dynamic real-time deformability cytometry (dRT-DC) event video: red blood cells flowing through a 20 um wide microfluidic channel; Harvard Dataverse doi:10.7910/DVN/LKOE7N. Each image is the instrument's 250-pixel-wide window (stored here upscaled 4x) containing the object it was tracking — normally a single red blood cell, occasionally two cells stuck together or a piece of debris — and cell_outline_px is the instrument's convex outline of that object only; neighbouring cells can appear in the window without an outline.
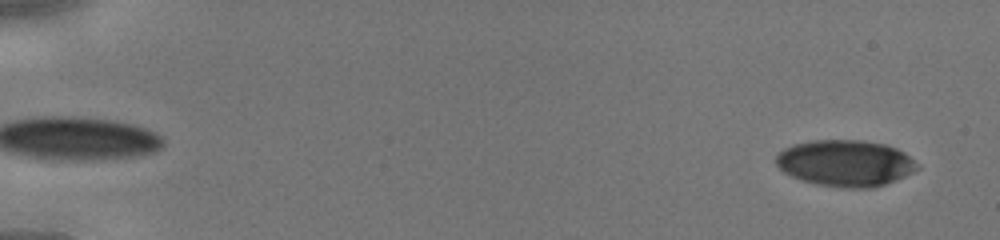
{"species": "human", "species_latin": "Homo sapiens", "temperature_condition": "cold", "stored_images_in_passage": 44, "camera_frame_rate_fps": 3000, "um_per_image_px": 0.085, "donor": {"sex": "male"}, "frame": {"image": 1, "passage_image": 2, "time_ms": 0.333, "image_size_px": [1000, 240], "cell_outline_px": [[920, 168], [904, 176], [884, 184], [872, 188], [836, 188], [816, 184], [800, 180], [784, 172], [776, 164], [776, 156], [784, 148], [792, 144], [812, 140], [864, 140], [884, 144], [896, 148], [904, 152]], "centroid_in_image_um": [71.82, 13.87], "position_along_channel_um": 13.2, "area_um2": 38.21}}
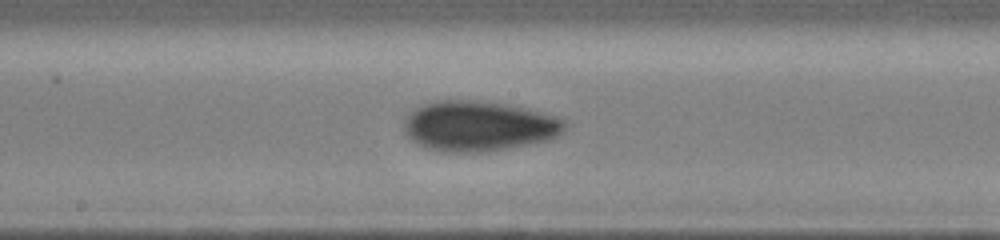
{"frame": {"image": 2, "passage_image": 25, "time_ms": 8.0, "image_size_px": [1000, 240], "cell_outline_px": [[568, 128], [556, 136], [548, 140], [508, 148], [480, 152], [444, 152], [428, 148], [412, 140], [408, 136], [404, 128], [404, 124], [408, 116], [416, 108], [424, 104], [436, 100], [472, 100], [504, 104], [524, 108], [540, 112], [564, 120], [568, 124]], "centroid_in_image_um": [40.7, 10.72], "position_along_channel_um": 207.5, "area_um2": 46.53}}
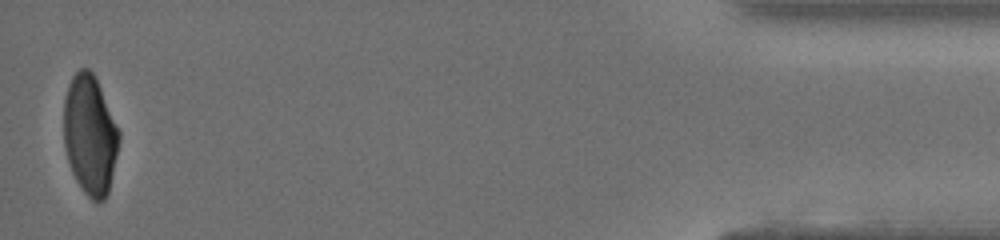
{"frame": {"image": 3, "passage_image": 44, "time_ms": 14.333, "image_size_px": [1000, 240], "cell_outline_px": [[120, 140], [108, 192], [104, 200], [92, 200], [84, 192], [76, 180], [72, 172], [68, 160], [64, 144], [64, 100], [68, 84], [72, 76], [80, 68], [88, 68], [92, 72], [100, 88], [120, 132]], "centroid_in_image_um": [7.64, 11.46], "position_along_channel_um": 427.6, "area_um2": 38.15}}